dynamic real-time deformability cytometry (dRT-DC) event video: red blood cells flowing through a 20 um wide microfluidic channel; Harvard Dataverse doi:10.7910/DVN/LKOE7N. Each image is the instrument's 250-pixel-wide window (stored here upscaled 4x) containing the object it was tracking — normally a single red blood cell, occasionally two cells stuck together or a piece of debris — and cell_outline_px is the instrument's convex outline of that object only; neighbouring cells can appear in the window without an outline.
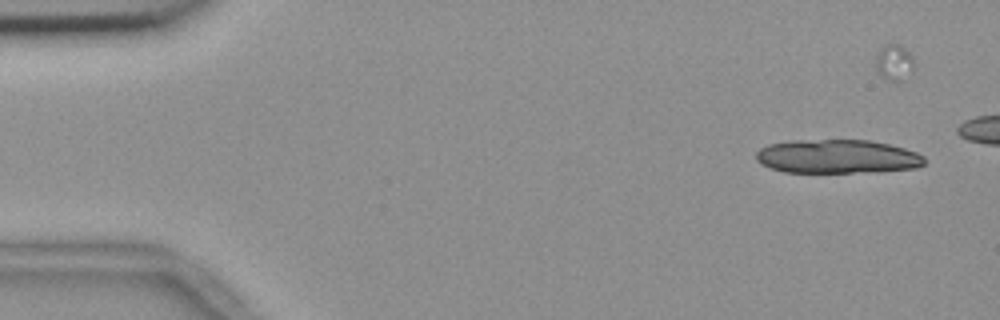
{"species": "common noctule bat (a hibernating species)", "species_latin": "Nyctalus noctula", "temperature_condition": "room temperature", "stored_images_in_passage": 24, "camera_frame_rate_fps": 3000, "um_per_image_px": 0.085, "animal": {"sex": "female", "body_mass_g": 18.4}, "frame": {"image": 1, "passage_image": 4, "time_ms": 1.0, "image_size_px": [1000, 320], "cell_outline_px": [[928, 160], [924, 164], [916, 168], [880, 172], [784, 172], [772, 168], [756, 160], [756, 152], [760, 148], [768, 144], [788, 140], [868, 140], [888, 144], [904, 148], [916, 152], [924, 156]], "centroid_in_image_um": [71.2, 13.3], "position_along_channel_um": 13.8, "area_um2": 33.41}}